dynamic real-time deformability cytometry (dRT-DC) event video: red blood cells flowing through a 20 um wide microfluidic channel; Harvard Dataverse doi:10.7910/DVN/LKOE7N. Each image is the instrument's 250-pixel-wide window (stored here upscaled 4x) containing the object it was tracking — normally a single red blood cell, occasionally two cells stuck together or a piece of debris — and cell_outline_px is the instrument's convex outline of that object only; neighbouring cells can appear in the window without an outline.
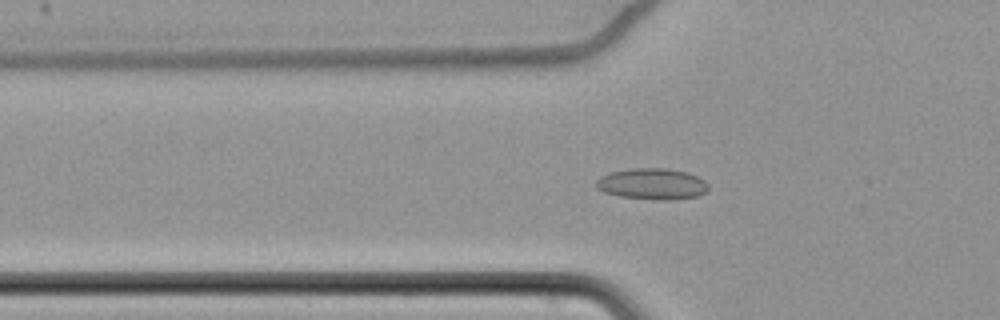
{"species": "common noctule bat (a hibernating species)", "species_latin": "Nyctalus noctula", "temperature_condition": "cold", "stored_images_in_passage": 56, "camera_frame_rate_fps": 3000, "um_per_image_px": 0.085, "animal": {"sex": "female", "body_mass_g": 22.7, "forearm_length_mm": 54.2}, "frame": {"image": 1, "passage_image": 17, "time_ms": 5.333, "image_size_px": [1000, 320], "cell_outline_px": [[708, 188], [704, 192], [696, 196], [668, 200], [656, 200], [620, 196], [604, 192], [596, 188], [596, 180], [600, 176], [608, 172], [632, 168], [664, 168], [688, 172], [704, 180], [708, 184]], "centroid_in_image_um": [55.39, 15.62], "position_along_channel_um": 70.4, "area_um2": 20.4}}
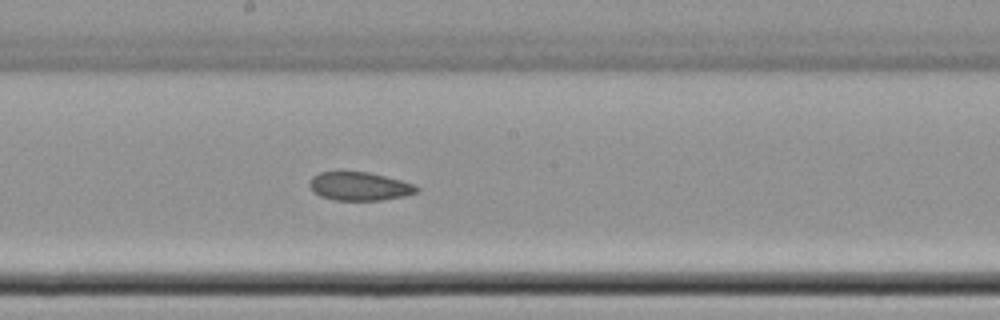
{"frame": {"image": 2, "passage_image": 30, "time_ms": 9.667, "image_size_px": [1000, 320], "cell_outline_px": [[420, 188], [416, 192], [404, 196], [380, 200], [332, 200], [320, 196], [312, 192], [308, 184], [312, 176], [320, 172], [368, 172], [400, 180], [412, 184]], "centroid_in_image_um": [30.49, 15.84], "position_along_channel_um": 217.7, "area_um2": 17.69}}
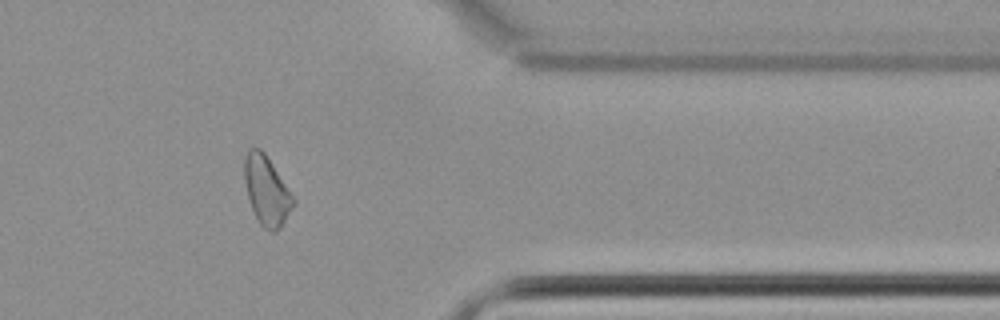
{"frame": {"image": 3, "passage_image": 46, "time_ms": 15.0, "image_size_px": [1000, 320], "cell_outline_px": [[296, 204], [280, 228], [276, 232], [272, 232], [264, 228], [260, 224], [252, 208], [248, 196], [244, 180], [244, 156], [248, 148], [260, 148], [264, 152], [296, 200]], "centroid_in_image_um": [22.67, 16.21], "position_along_channel_um": 388.7, "area_um2": 19.65}, "authors_computed_cell_mechanics": {"area_um2": 19.4786, "velocity_mm_per_s": 3.4612, "shape_relaxation_time_tau1_ms": null, "shape_relaxation_time_tau2_ms": 10.5077, "deformation_change_tau1": null, "deformation_change_tau2": 0.1295}}